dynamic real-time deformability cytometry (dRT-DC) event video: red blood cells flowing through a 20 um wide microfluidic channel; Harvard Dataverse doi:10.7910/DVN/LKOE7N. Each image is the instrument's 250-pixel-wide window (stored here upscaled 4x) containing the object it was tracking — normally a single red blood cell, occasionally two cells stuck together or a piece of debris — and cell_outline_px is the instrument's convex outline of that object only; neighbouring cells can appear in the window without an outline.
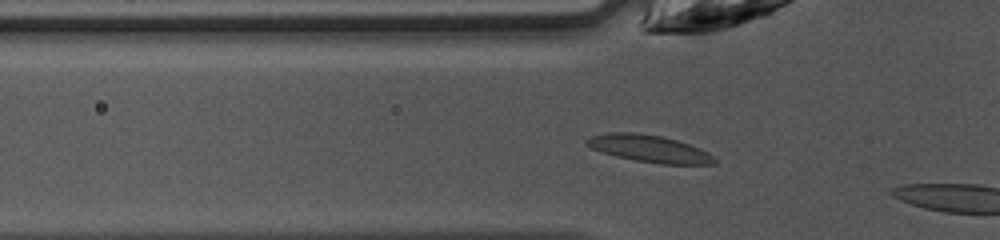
{"species": "common noctule bat (a hibernating species)", "species_latin": "Nyctalus noctula", "temperature_condition": "warm", "stored_images_in_passage": 6, "camera_frame_rate_fps": 3000, "um_per_image_px": 0.085, "animal": {"sex": "female", "body_mass_g": 10.0, "forearm_length_mm": 53.1}, "frame": {"image": 1, "passage_image": 5, "time_ms": 1.333, "image_size_px": [1000, 240], "cell_outline_px": [[716, 164], [660, 164], [636, 160], [616, 156], [592, 148], [584, 140], [592, 136], [608, 132], [636, 132], [664, 136], [700, 148], [708, 152], [716, 160]], "centroid_in_image_um": [55.21, 12.62], "position_along_channel_um": 70.6, "area_um2": 20.06}}